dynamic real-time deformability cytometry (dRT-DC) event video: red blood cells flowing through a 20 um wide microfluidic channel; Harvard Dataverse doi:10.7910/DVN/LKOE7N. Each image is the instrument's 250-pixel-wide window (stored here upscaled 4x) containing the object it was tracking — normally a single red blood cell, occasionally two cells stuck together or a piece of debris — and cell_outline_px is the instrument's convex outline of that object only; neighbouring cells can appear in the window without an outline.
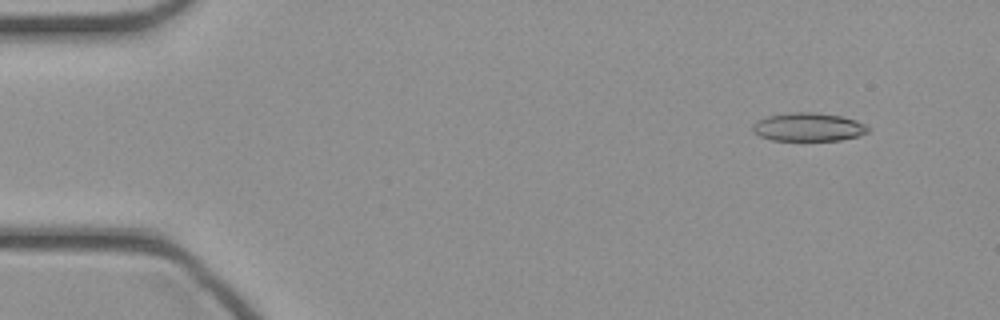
{"species": "common noctule bat (a hibernating species)", "species_latin": "Nyctalus noctula", "temperature_condition": "cold", "stored_images_in_passage": 45, "camera_frame_rate_fps": 3000, "um_per_image_px": 0.085, "animal": {"sex": "female", "body_mass_g": 21.9}, "frame": {"image": 1, "passage_image": 4, "time_ms": 1.0, "image_size_px": [1000, 320], "cell_outline_px": [[872, 128], [868, 132], [856, 136], [840, 140], [772, 140], [760, 136], [752, 132], [752, 124], [756, 120], [768, 116], [788, 112], [812, 112], [840, 116], [856, 120]], "centroid_in_image_um": [68.68, 10.79], "position_along_channel_um": 16.3, "area_um2": 19.13}}
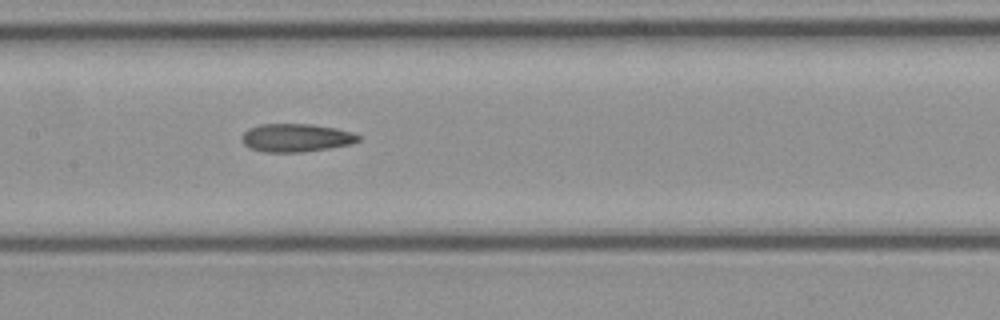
{"frame": {"image": 2, "passage_image": 22, "time_ms": 7.0, "image_size_px": [1000, 320], "cell_outline_px": [[360, 140], [352, 144], [304, 152], [264, 152], [248, 148], [240, 140], [240, 136], [248, 128], [260, 124], [308, 124], [336, 128], [352, 132], [360, 136]], "centroid_in_image_um": [25.12, 11.71], "position_along_channel_um": 182.3, "area_um2": 19.31}}
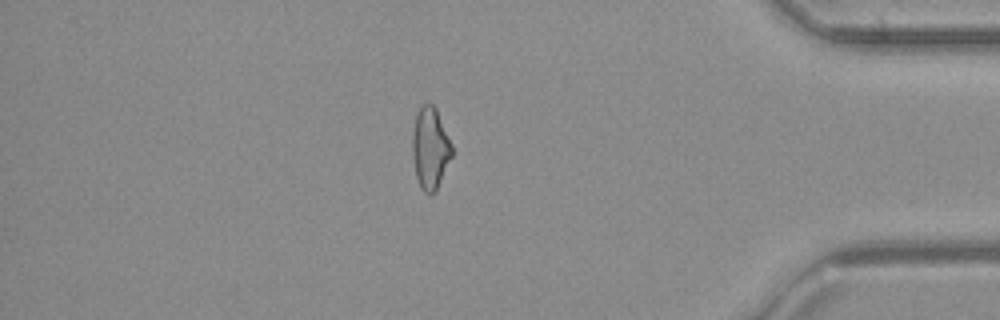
{"frame": {"image": 3, "passage_image": 39, "time_ms": 12.667, "image_size_px": [1000, 320], "cell_outline_px": [[452, 156], [436, 192], [432, 196], [428, 196], [420, 188], [416, 176], [412, 156], [412, 132], [416, 116], [420, 108], [424, 104], [432, 104], [436, 108], [452, 144]], "centroid_in_image_um": [36.57, 12.66], "position_along_channel_um": 398.6, "area_um2": 19.02}}